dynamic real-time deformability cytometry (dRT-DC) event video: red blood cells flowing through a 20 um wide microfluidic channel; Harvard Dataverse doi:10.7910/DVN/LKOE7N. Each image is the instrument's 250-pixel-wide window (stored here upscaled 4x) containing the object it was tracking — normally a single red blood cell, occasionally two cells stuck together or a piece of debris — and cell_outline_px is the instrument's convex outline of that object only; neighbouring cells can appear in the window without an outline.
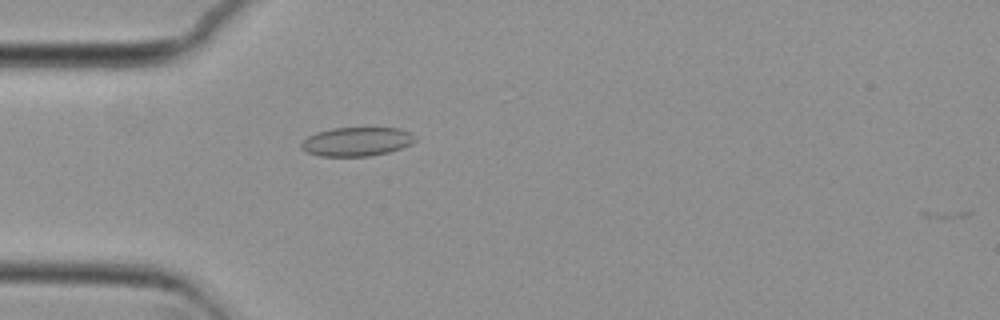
{"species": "common noctule bat (a hibernating species)", "species_latin": "Nyctalus noctula", "temperature_condition": "cold", "stored_images_in_passage": 17, "camera_frame_rate_fps": 3000, "um_per_image_px": 0.085, "animal": {"sex": "female", "body_mass_g": 29.2, "forearm_length_mm": 56.3}, "frame": {"image": 1, "passage_image": 16, "time_ms": 5.0, "image_size_px": [1000, 320], "cell_outline_px": [[416, 140], [412, 144], [388, 152], [368, 156], [320, 156], [308, 152], [300, 148], [300, 144], [308, 136], [316, 132], [332, 128], [400, 128], [416, 136]], "centroid_in_image_um": [30.32, 12.03], "position_along_channel_um": 54.7, "area_um2": 19.13}}